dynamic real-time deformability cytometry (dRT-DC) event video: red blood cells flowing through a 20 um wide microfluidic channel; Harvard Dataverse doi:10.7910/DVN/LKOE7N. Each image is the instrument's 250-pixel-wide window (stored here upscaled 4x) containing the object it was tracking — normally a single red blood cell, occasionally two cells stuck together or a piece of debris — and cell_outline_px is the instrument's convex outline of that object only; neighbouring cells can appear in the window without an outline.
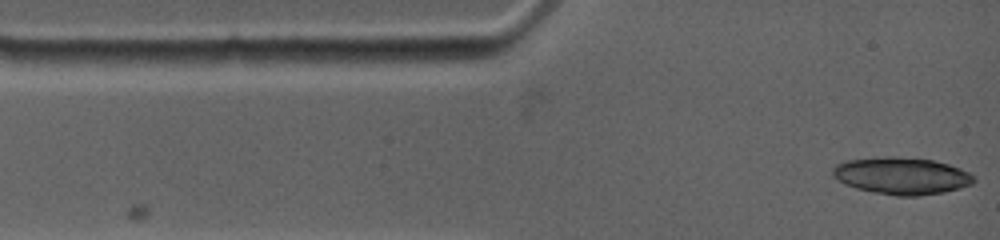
{"species": "common noctule bat (a hibernating species)", "species_latin": "Nyctalus noctula", "temperature_condition": "warm", "stored_images_in_passage": 2, "camera_frame_rate_fps": 4500, "um_per_image_px": 0.085, "animal": {"sex": "female", "body_mass_g": 19.0, "forearm_length_mm": 53.3}, "frame": {"image": 1, "passage_image": 2, "time_ms": 0.444, "image_size_px": [1000, 240], "cell_outline_px": [[976, 180], [972, 184], [960, 188], [944, 192], [920, 196], [896, 196], [872, 192], [856, 188], [844, 184], [832, 176], [832, 168], [836, 164], [848, 160], [932, 160], [948, 164], [968, 172]], "centroid_in_image_um": [76.65, 15.02], "position_along_channel_um": 8.3, "area_um2": 29.19}}